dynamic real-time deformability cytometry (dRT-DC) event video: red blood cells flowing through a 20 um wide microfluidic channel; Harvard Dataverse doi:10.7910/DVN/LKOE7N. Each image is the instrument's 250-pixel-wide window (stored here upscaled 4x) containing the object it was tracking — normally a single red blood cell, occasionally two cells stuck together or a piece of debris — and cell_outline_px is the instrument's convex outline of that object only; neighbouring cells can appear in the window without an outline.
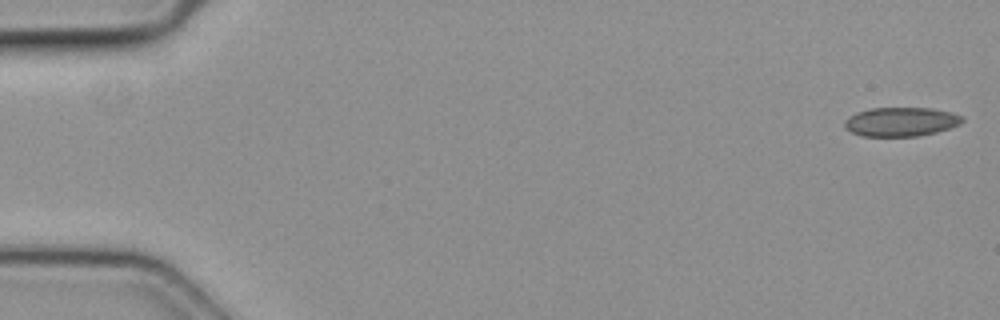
{"species": "common noctule bat (a hibernating species)", "species_latin": "Nyctalus noctula", "temperature_condition": "cold", "stored_images_in_passage": 53, "camera_frame_rate_fps": 3000, "um_per_image_px": 0.085, "animal": {"sex": "female", "body_mass_g": 19.3, "forearm_length_mm": 54.1}, "frame": {"image": 1, "passage_image": 1, "time_ms": 0.0, "image_size_px": [1000, 320], "cell_outline_px": [[964, 120], [960, 124], [936, 132], [916, 136], [860, 136], [844, 128], [844, 120], [848, 116], [856, 112], [872, 108], [932, 108], [952, 112], [964, 116]], "centroid_in_image_um": [76.56, 10.34], "position_along_channel_um": 8.4, "area_um2": 20.06}}
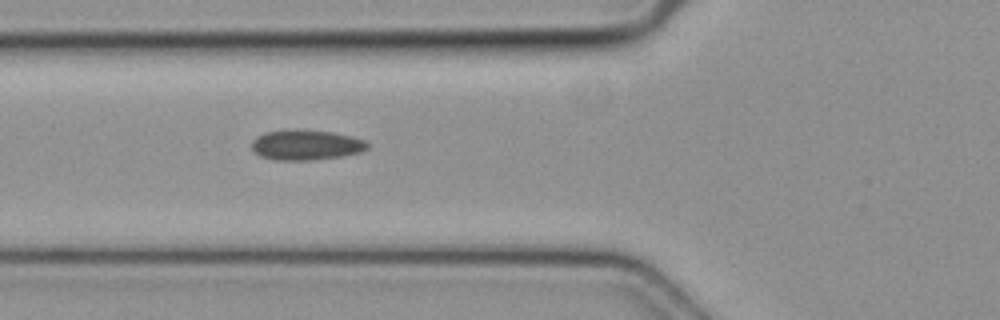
{"frame": {"image": 2, "passage_image": 20, "time_ms": 6.333, "image_size_px": [1000, 320], "cell_outline_px": [[368, 148], [360, 152], [340, 156], [312, 160], [272, 160], [260, 156], [252, 148], [252, 140], [256, 136], [264, 132], [284, 128], [296, 128], [332, 132], [352, 136], [368, 140]], "centroid_in_image_um": [25.99, 12.29], "position_along_channel_um": 99.8, "area_um2": 20.87}}
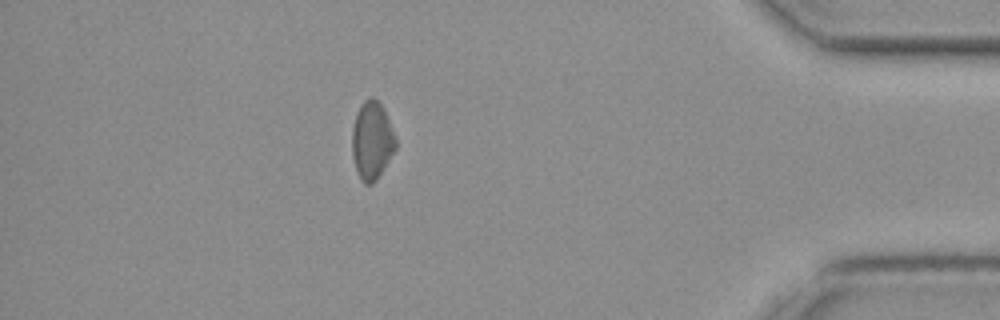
{"frame": {"image": 3, "passage_image": 47, "time_ms": 15.333, "image_size_px": [1000, 320], "cell_outline_px": [[396, 148], [376, 180], [372, 184], [364, 184], [360, 180], [356, 172], [352, 156], [352, 128], [360, 104], [368, 96], [372, 96], [384, 108], [396, 140]], "centroid_in_image_um": [31.59, 11.95], "position_along_channel_um": 403.6, "area_um2": 19.83}}